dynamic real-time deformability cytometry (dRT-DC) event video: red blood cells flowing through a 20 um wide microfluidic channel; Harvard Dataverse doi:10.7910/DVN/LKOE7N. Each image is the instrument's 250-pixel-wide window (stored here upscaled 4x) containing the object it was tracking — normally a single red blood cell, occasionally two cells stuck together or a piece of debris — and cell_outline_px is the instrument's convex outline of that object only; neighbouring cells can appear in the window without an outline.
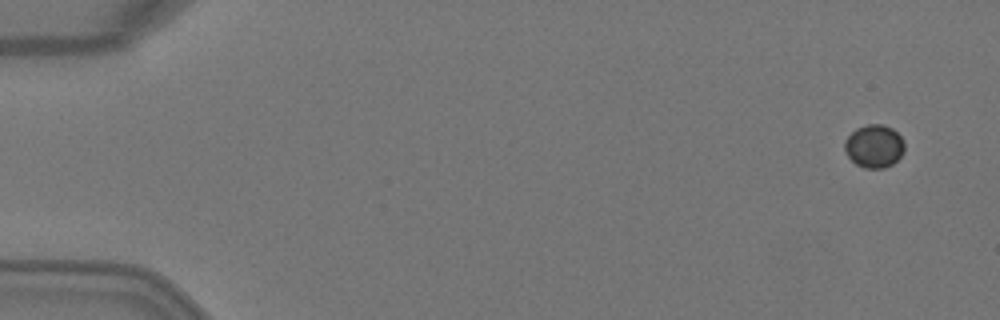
{"species": "Egyptian fruit bat (a non-hibernating species)", "species_latin": "Rousettus aegyptiacus", "temperature_condition": "warm", "stored_images_in_passage": 4, "camera_frame_rate_fps": 3000, "um_per_image_px": 0.085, "animal": {"sex": "female"}, "frame": {"image": 1, "passage_image": 1, "time_ms": 0.0, "image_size_px": [1000, 320], "cell_outline_px": [[904, 152], [892, 164], [884, 168], [864, 168], [856, 164], [848, 156], [844, 148], [844, 140], [856, 128], [868, 124], [884, 124], [892, 128], [904, 140]], "centroid_in_image_um": [74.3, 12.41], "position_along_channel_um": 10.7, "area_um2": 15.03}}
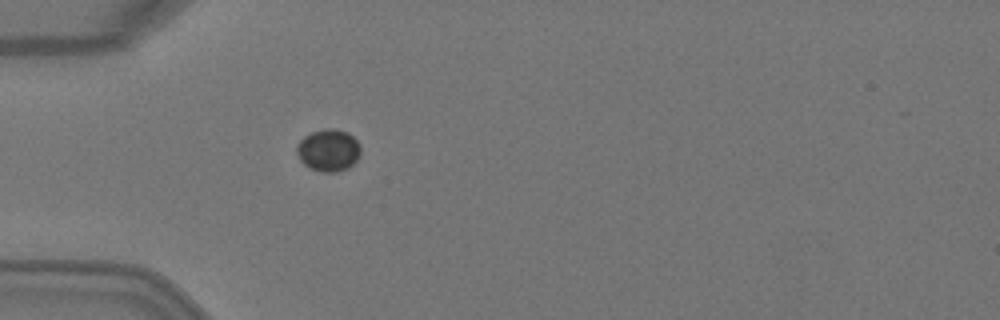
{"frame": {"image": 2, "passage_image": 4, "time_ms": 1.0, "image_size_px": [1000, 320], "cell_outline_px": [[360, 156], [348, 168], [336, 172], [320, 172], [308, 168], [300, 160], [296, 152], [296, 144], [304, 136], [312, 132], [328, 128], [332, 128], [348, 132], [360, 144]], "centroid_in_image_um": [27.9, 12.78], "position_along_channel_um": 57.1, "area_um2": 15.84}}